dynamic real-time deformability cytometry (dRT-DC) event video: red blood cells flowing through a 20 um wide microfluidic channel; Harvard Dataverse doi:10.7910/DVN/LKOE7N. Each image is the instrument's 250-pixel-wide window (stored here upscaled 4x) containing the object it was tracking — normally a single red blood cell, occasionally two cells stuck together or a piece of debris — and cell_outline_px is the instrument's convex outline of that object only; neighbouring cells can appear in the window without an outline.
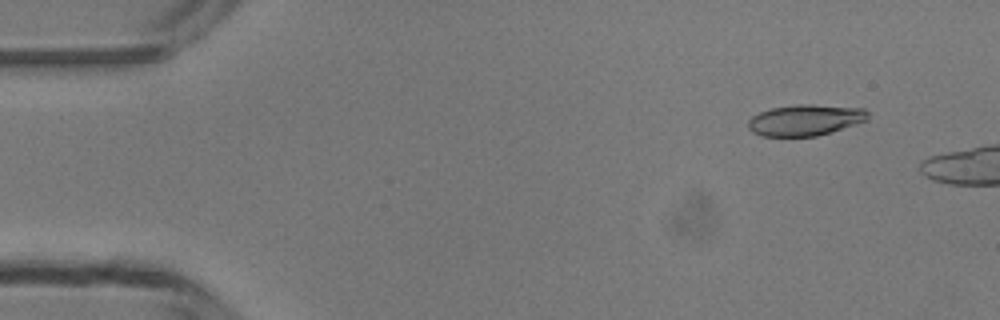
{"species": "common noctule bat (a hibernating species)", "species_latin": "Nyctalus noctula", "temperature_condition": "room temperature", "stored_images_in_passage": 5, "camera_frame_rate_fps": 3000, "um_per_image_px": 0.085, "animal": {"sex": "male", "body_mass_g": 13.3}, "frame": {"image": 1, "passage_image": 1, "time_ms": 0.0, "image_size_px": [1000, 320], "cell_outline_px": [[868, 120], [816, 136], [764, 136], [752, 132], [748, 128], [748, 120], [752, 116], [760, 112], [772, 108], [796, 104], [812, 104], [864, 108], [868, 112]], "centroid_in_image_um": [68.43, 10.19], "position_along_channel_um": 16.6, "area_um2": 21.62}}